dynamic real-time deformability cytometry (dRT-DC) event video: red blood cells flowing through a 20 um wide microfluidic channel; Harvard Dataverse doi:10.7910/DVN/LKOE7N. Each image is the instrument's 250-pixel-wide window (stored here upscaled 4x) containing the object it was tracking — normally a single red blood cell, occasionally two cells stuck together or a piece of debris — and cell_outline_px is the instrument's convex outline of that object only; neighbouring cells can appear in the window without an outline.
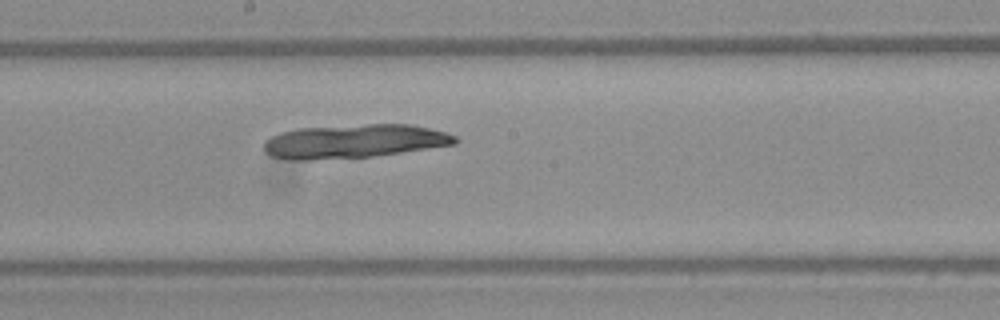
{"species": "Egyptian fruit bat (a non-hibernating species)", "species_latin": "Rousettus aegyptiacus", "temperature_condition": "warm", "stored_images_in_passage": 44, "camera_frame_rate_fps": 3000, "um_per_image_px": 0.085, "frame": {"image": 1, "passage_image": 21, "time_ms": 6.667, "image_size_px": [1000, 320], "cell_outline_px": [[460, 140], [456, 144], [372, 156], [312, 160], [288, 160], [272, 156], [264, 152], [264, 140], [280, 132], [296, 128], [368, 124], [412, 124], [444, 132], [456, 136]], "centroid_in_image_um": [30.06, 12.0], "position_along_channel_um": 218.1, "area_um2": 37.63}}
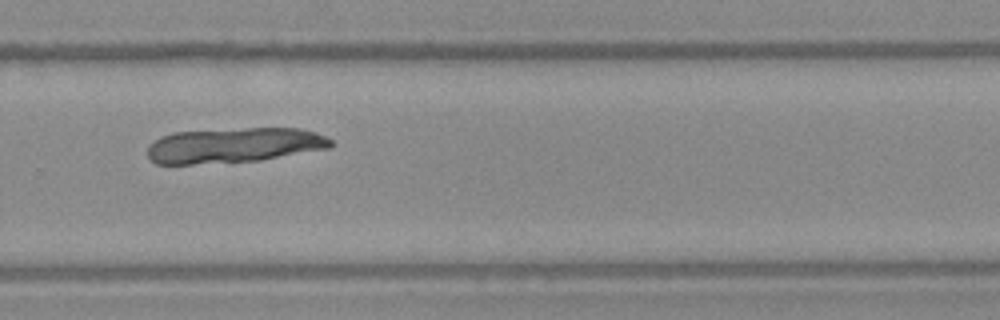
{"frame": {"image": 2, "passage_image": 28, "time_ms": 9.0, "image_size_px": [1000, 320], "cell_outline_px": [[332, 148], [260, 160], [192, 164], [156, 164], [148, 156], [148, 148], [160, 136], [172, 132], [248, 128], [300, 128], [324, 136], [332, 140]], "centroid_in_image_um": [19.9, 12.35], "position_along_channel_um": 309.9, "area_um2": 37.34}}
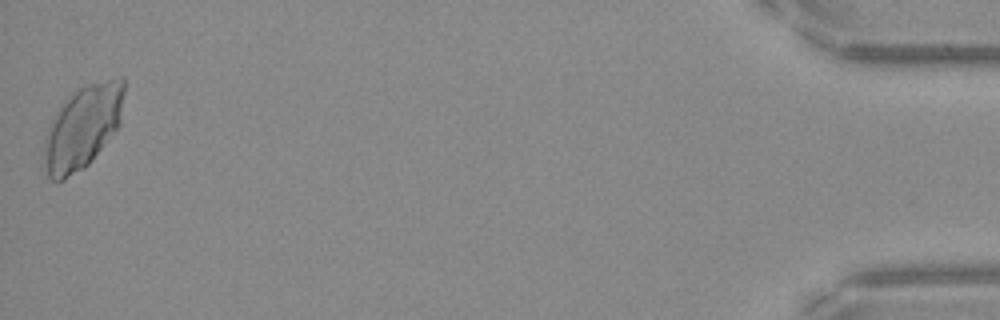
{"frame": {"image": 3, "passage_image": 44, "time_ms": 14.333, "image_size_px": [1000, 320], "cell_outline_px": [[124, 92], [120, 124], [88, 164], [84, 168], [64, 180], [52, 180], [48, 176], [44, 144], [44, 140], [48, 128], [60, 104], [80, 88], [92, 84], [120, 76], [124, 76]], "centroid_in_image_um": [7.05, 10.8], "position_along_channel_um": 428.2, "area_um2": 38.09}}